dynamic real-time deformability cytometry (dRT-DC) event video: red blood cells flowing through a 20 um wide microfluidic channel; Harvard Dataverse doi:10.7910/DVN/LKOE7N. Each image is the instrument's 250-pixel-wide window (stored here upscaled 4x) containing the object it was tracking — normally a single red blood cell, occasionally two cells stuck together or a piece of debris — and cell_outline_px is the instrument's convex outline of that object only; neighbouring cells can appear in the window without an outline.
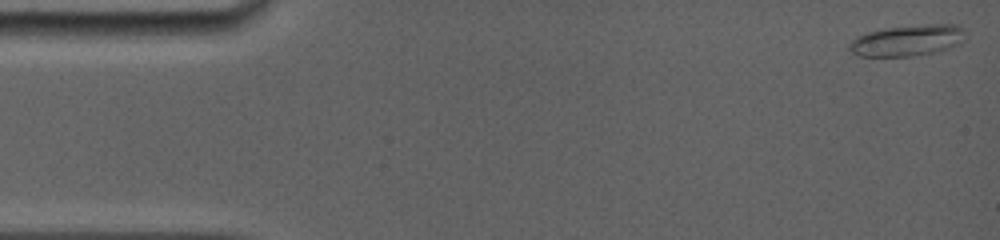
{"species": "common noctule bat (a hibernating species)", "species_latin": "Nyctalus noctula", "temperature_condition": "room temperature", "stored_images_in_passage": 9, "camera_frame_rate_fps": 5000, "um_per_image_px": 0.085, "animal": {"sex": "female", "body_mass_g": 19.0, "forearm_length_mm": 56.7}, "frame": {"image": 1, "passage_image": 1, "time_ms": 0.0, "image_size_px": [1000, 240], "cell_outline_px": [[964, 28], [960, 44], [948, 48], [932, 52], [912, 56], [856, 56], [848, 48], [848, 44], [856, 36], [868, 32], [884, 28], [928, 24], [960, 24]], "centroid_in_image_um": [77.09, 3.43], "position_along_channel_um": 7.9, "area_um2": 20.98}}
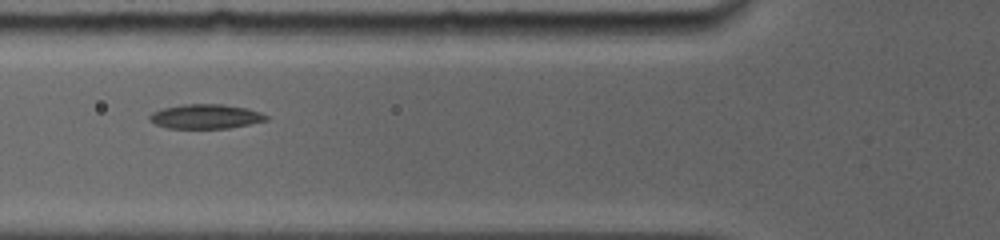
{"frame": {"image": 2, "passage_image": 6, "time_ms": 5.6, "image_size_px": [1000, 240], "cell_outline_px": [[268, 120], [228, 128], [168, 128], [156, 124], [148, 120], [148, 116], [152, 112], [164, 108], [184, 104], [224, 104], [248, 108], [260, 112], [268, 116]], "centroid_in_image_um": [17.48, 9.89], "position_along_channel_um": 108.3, "area_um2": 16.59}}
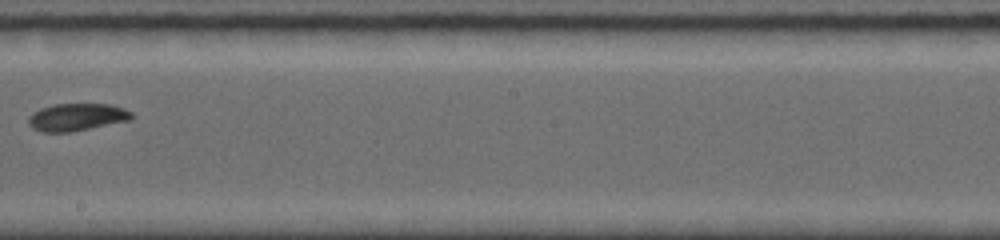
{"frame": {"image": 3, "passage_image": 9, "time_ms": 9.0, "image_size_px": [1000, 240], "cell_outline_px": [[132, 120], [72, 132], [40, 132], [32, 128], [28, 124], [28, 116], [32, 112], [40, 108], [52, 104], [108, 104], [124, 108], [132, 112]], "centroid_in_image_um": [6.5, 9.96], "position_along_channel_um": 241.7, "area_um2": 16.76}}